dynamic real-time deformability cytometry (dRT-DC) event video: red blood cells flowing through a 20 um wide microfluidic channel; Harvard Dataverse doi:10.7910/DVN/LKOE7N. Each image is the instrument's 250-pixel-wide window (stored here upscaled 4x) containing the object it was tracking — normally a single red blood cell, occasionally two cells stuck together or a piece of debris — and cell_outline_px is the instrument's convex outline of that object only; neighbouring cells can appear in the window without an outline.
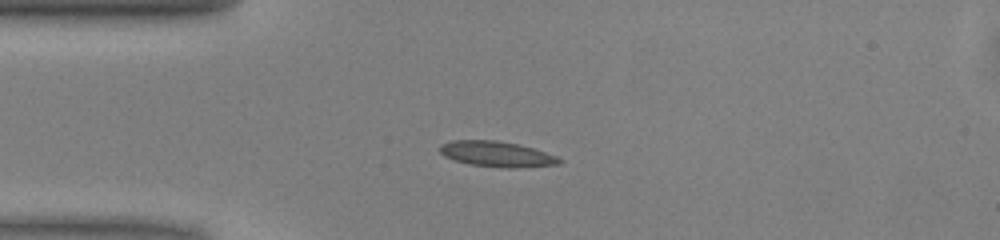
{"species": "common noctule bat (a hibernating species)", "species_latin": "Nyctalus noctula", "temperature_condition": "warm", "stored_images_in_passage": 40, "camera_frame_rate_fps": 3000, "um_per_image_px": 0.085, "animal": {"sex": "male", "body_mass_g": 13.0, "forearm_length_mm": 53.1}, "frame": {"image": 1, "passage_image": 6, "time_ms": 1.667, "image_size_px": [1000, 240], "cell_outline_px": [[564, 160], [560, 164], [516, 168], [500, 168], [468, 164], [444, 156], [440, 152], [440, 144], [452, 140], [496, 140], [516, 144], [532, 148], [556, 156]], "centroid_in_image_um": [42.22, 13.1], "position_along_channel_um": 42.8, "area_um2": 17.74}}
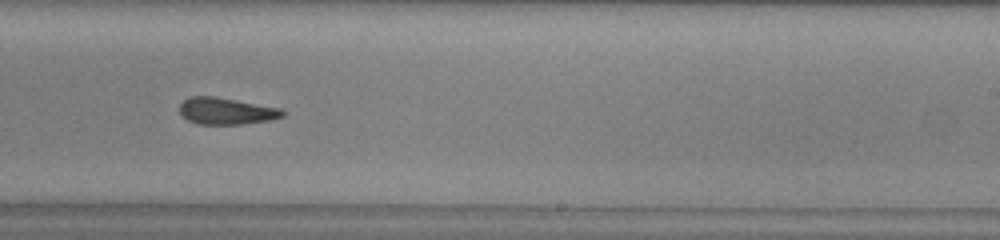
{"frame": {"image": 2, "passage_image": 24, "time_ms": 7.667, "image_size_px": [1000, 240], "cell_outline_px": [[284, 116], [268, 120], [240, 124], [196, 124], [188, 120], [180, 112], [180, 104], [184, 100], [192, 96], [216, 96], [280, 108], [284, 112]], "centroid_in_image_um": [19.21, 9.43], "position_along_channel_um": 269.8, "area_um2": 15.9}}
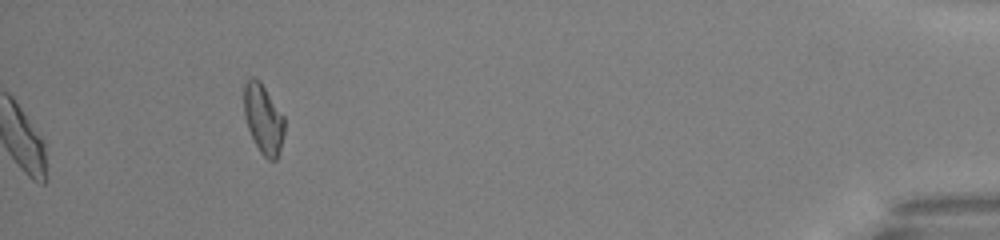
{"frame": {"image": 3, "passage_image": 40, "time_ms": 13.0, "image_size_px": [1000, 240], "cell_outline_px": [[284, 132], [280, 148], [276, 160], [268, 160], [260, 152], [248, 128], [244, 116], [244, 84], [252, 76], [260, 80], [284, 116]], "centroid_in_image_um": [22.38, 10.08], "position_along_channel_um": 412.8, "area_um2": 16.3}, "authors_computed_cell_mechanics": {"area_um2": 16.9065, "velocity_mm_per_s": 4.0557, "shape_relaxation_time_tau1_ms": 7.3163, "shape_relaxation_time_tau2_ms": 2.558, "deformation_change_tau1": 0.1587, "deformation_change_tau2": 0.0978}}